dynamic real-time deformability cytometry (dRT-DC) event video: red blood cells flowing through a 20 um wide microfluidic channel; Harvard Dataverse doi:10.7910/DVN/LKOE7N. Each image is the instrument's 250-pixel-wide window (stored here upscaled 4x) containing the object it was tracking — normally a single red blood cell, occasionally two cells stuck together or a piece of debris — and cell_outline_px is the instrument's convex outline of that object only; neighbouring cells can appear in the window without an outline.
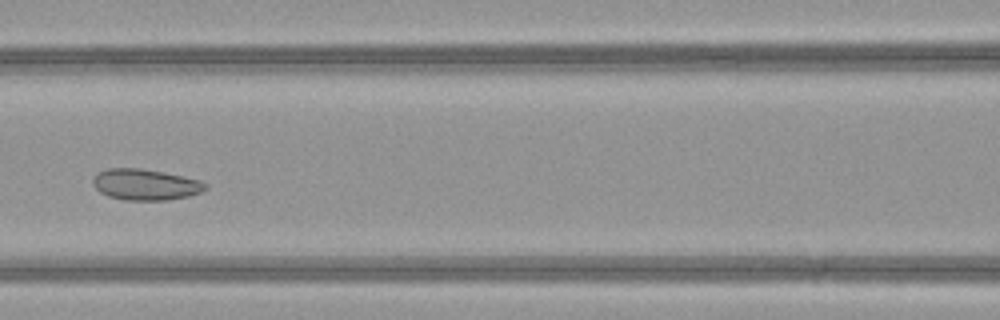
{"species": "common noctule bat (a hibernating species)", "species_latin": "Nyctalus noctula", "temperature_condition": "warm", "stored_images_in_passage": 13, "camera_frame_rate_fps": 3000, "um_per_image_px": 0.085, "animal": {"sex": "female", "body_mass_g": 21.9}, "frame": {"image": 1, "passage_image": 8, "time_ms": 2.333, "image_size_px": [1000, 320], "cell_outline_px": [[208, 188], [200, 192], [188, 196], [164, 200], [124, 200], [108, 196], [100, 192], [92, 184], [92, 176], [96, 172], [108, 168], [140, 168], [164, 172], [200, 180], [208, 184]], "centroid_in_image_um": [12.32, 15.68], "position_along_channel_um": 154.3, "area_um2": 20.52}}